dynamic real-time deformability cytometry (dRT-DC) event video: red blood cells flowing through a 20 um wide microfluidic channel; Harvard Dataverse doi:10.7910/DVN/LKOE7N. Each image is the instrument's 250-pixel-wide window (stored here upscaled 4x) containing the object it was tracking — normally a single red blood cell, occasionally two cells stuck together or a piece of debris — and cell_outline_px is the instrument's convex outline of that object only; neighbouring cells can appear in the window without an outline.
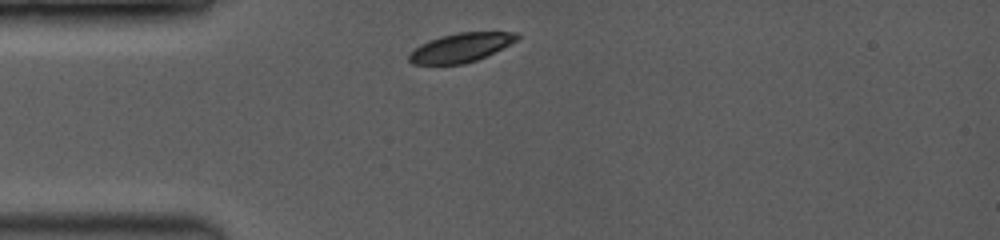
{"species": "common noctule bat (a hibernating species)", "species_latin": "Nyctalus noctula", "temperature_condition": "room temperature", "stored_images_in_passage": 12, "camera_frame_rate_fps": 3500, "um_per_image_px": 0.085, "animal": {"sex": "female", "body_mass_g": 19.0, "forearm_length_mm": 53.3}, "frame": {"image": 1, "passage_image": 1, "time_ms": 0.0, "image_size_px": [1000, 240], "cell_outline_px": [[520, 36], [516, 40], [476, 60], [464, 64], [412, 64], [408, 60], [408, 52], [420, 44], [428, 40], [440, 36], [456, 32], [516, 32]], "centroid_in_image_um": [39.08, 4.04], "position_along_channel_um": 45.9, "area_um2": 18.09}}
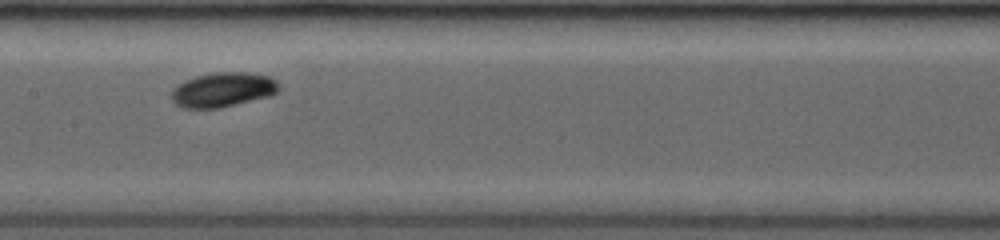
{"frame": {"image": 2, "passage_image": 7, "time_ms": 4.0, "image_size_px": [1000, 240], "cell_outline_px": [[280, 88], [276, 92], [268, 96], [220, 108], [184, 108], [176, 104], [172, 100], [172, 88], [184, 80], [196, 76], [216, 72], [244, 72], [268, 76], [276, 80], [280, 84]], "centroid_in_image_um": [18.93, 7.62], "position_along_channel_um": 188.5, "area_um2": 21.56}}
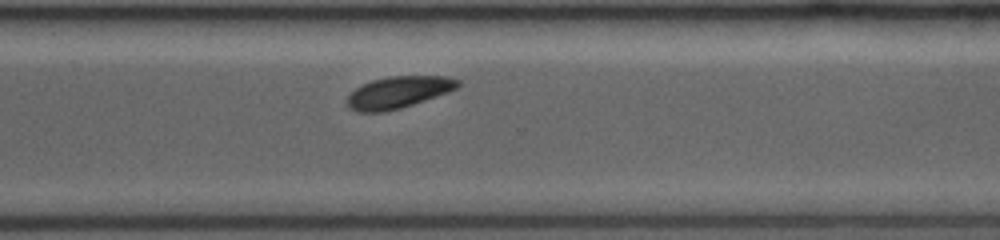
{"frame": {"image": 3, "passage_image": 12, "time_ms": 7.714, "image_size_px": [1000, 240], "cell_outline_px": [[460, 84], [456, 88], [448, 92], [400, 108], [384, 112], [360, 112], [348, 108], [348, 96], [356, 88], [372, 80], [388, 76], [448, 76], [460, 80]], "centroid_in_image_um": [33.87, 7.83], "position_along_channel_um": 336.7, "area_um2": 20.29}}